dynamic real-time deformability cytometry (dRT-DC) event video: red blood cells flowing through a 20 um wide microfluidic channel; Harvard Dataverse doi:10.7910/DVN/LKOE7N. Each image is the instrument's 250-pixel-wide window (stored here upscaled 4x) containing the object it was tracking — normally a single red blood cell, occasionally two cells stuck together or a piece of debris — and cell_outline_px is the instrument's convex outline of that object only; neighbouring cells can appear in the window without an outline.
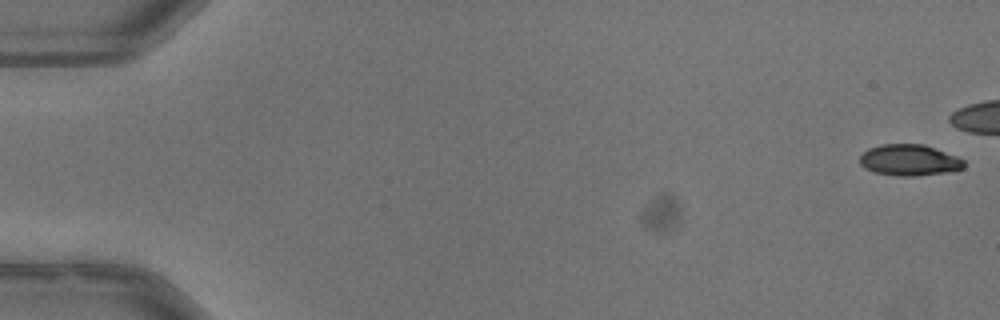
{"species": "common noctule bat (a hibernating species)", "species_latin": "Nyctalus noctula", "temperature_condition": "warm", "stored_images_in_passage": 13, "camera_frame_rate_fps": 3000, "um_per_image_px": 0.085, "animal": {"sex": "male", "body_mass_g": 13.3}, "frame": {"image": 1, "passage_image": 1, "time_ms": 0.0, "image_size_px": [1000, 320], "cell_outline_px": [[964, 168], [944, 172], [916, 176], [900, 176], [876, 172], [864, 168], [860, 164], [860, 156], [868, 148], [884, 144], [924, 144], [956, 156], [964, 160]], "centroid_in_image_um": [77.28, 13.6], "position_along_channel_um": 7.7, "area_um2": 18.73}}